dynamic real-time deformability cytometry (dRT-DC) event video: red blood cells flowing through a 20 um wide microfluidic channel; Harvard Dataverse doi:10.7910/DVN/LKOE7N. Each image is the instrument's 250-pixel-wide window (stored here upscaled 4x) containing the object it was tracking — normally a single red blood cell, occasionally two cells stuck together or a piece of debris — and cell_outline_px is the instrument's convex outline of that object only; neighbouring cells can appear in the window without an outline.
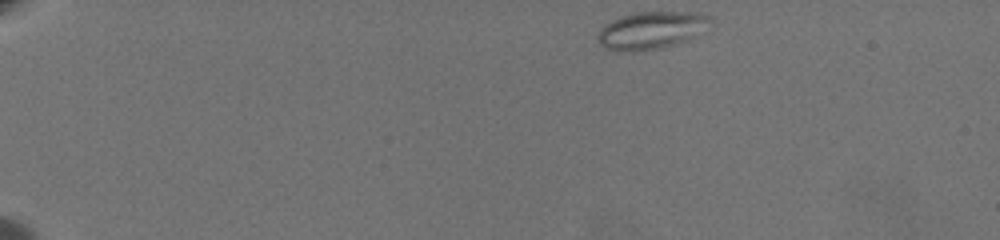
{"species": "common noctule bat (a hibernating species)", "species_latin": "Nyctalus noctula", "temperature_condition": "warm", "stored_images_in_passage": 54, "camera_frame_rate_fps": 3000, "um_per_image_px": 0.085, "animal": {"sex": "female", "body_mass_g": 19.5, "forearm_length_mm": 54.1}, "frame": {"image": 1, "passage_image": 1, "time_ms": 0.0, "image_size_px": [1000, 240], "cell_outline_px": [[712, 20], [692, 36], [684, 40], [660, 48], [604, 48], [596, 40], [596, 36], [612, 20], [636, 12], [696, 12], [708, 16]], "centroid_in_image_um": [55.35, 2.51], "position_along_channel_um": 29.7, "area_um2": 22.89}}
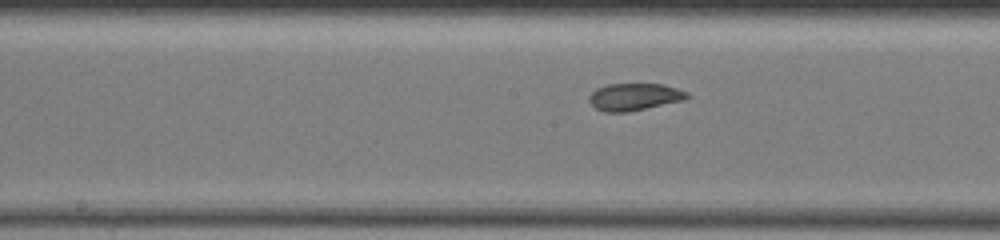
{"frame": {"image": 2, "passage_image": 26, "time_ms": 8.333, "image_size_px": [1000, 240], "cell_outline_px": [[692, 96], [684, 100], [628, 112], [604, 112], [596, 108], [588, 100], [588, 96], [596, 88], [608, 84], [664, 84], [688, 92]], "centroid_in_image_um": [53.93, 8.23], "position_along_channel_um": 194.3, "area_um2": 15.61}}
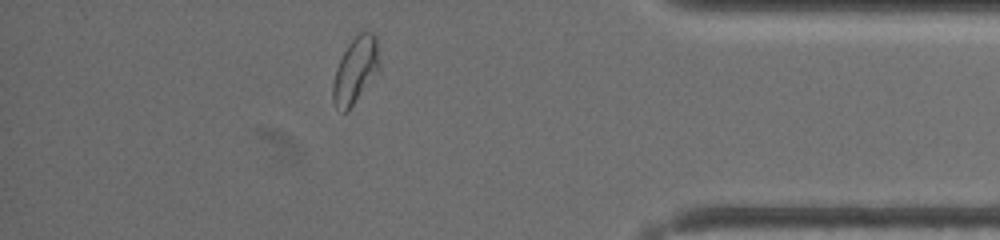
{"frame": {"image": 3, "passage_image": 47, "time_ms": 15.333, "image_size_px": [1000, 240], "cell_outline_px": [[380, 68], [348, 112], [344, 112], [336, 108], [332, 100], [332, 84], [336, 68], [348, 44], [356, 32], [372, 32], [376, 36], [380, 60]], "centroid_in_image_um": [30.21, 5.96], "position_along_channel_um": 405.0, "area_um2": 18.09}, "authors_computed_cell_mechanics": {"area_um2": 17.4267, "velocity_mm_per_s": 3.3541, "shape_relaxation_time_tau1_ms": 6.3569, "shape_relaxation_time_tau2_ms": 1.2717, "deformation_change_tau1": 0.1046, "deformation_change_tau2": 0.0485}}